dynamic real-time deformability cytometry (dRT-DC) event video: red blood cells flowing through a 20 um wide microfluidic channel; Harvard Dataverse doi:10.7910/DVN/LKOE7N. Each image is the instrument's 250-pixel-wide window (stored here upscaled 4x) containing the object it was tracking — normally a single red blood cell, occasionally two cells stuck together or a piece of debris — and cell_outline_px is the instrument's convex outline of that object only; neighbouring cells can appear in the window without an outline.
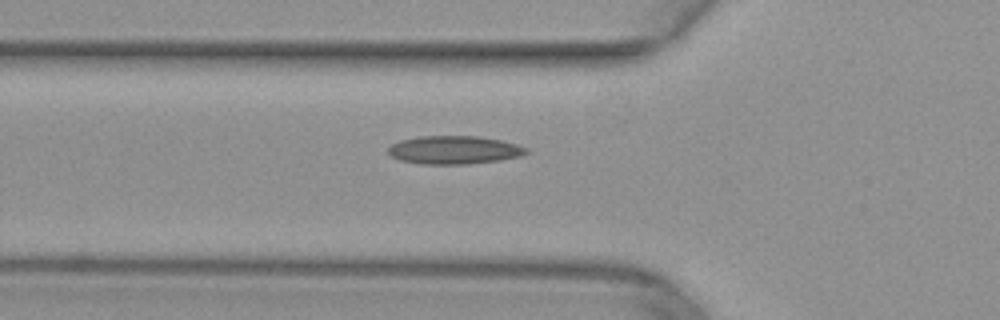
{"species": "common noctule bat (a hibernating species)", "species_latin": "Nyctalus noctula", "temperature_condition": "warm", "stored_images_in_passage": 30, "camera_frame_rate_fps": 3000, "um_per_image_px": 0.085, "animal": {"sex": "female", "body_mass_g": 29.2, "forearm_length_mm": 56.3}, "frame": {"image": 1, "passage_image": 3, "time_ms": 0.667, "image_size_px": [1000, 320], "cell_outline_px": [[532, 152], [520, 156], [500, 160], [468, 164], [424, 164], [400, 160], [392, 156], [388, 152], [388, 148], [392, 144], [400, 140], [420, 136], [476, 136], [500, 140], [516, 144], [528, 148]], "centroid_in_image_um": [38.64, 12.75], "position_along_channel_um": 87.2, "area_um2": 22.72}}
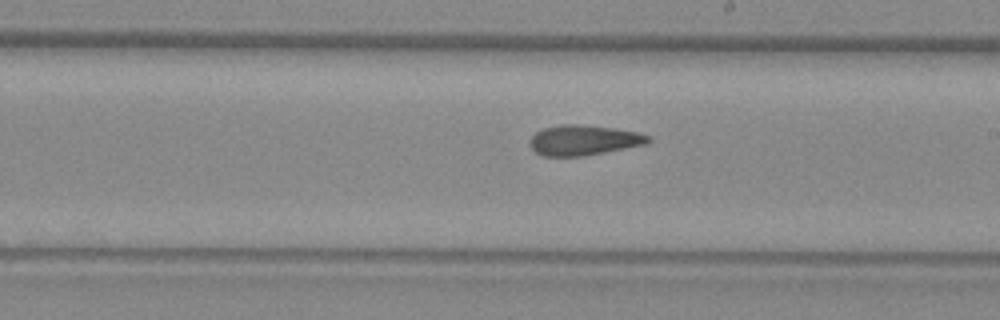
{"frame": {"image": 2, "passage_image": 14, "time_ms": 4.333, "image_size_px": [1000, 320], "cell_outline_px": [[652, 140], [648, 144], [584, 156], [544, 156], [536, 152], [528, 144], [532, 136], [536, 132], [544, 128], [560, 124], [576, 124], [612, 128], [636, 132], [652, 136]], "centroid_in_image_um": [49.63, 11.92], "position_along_channel_um": 239.4, "area_um2": 20.87}}
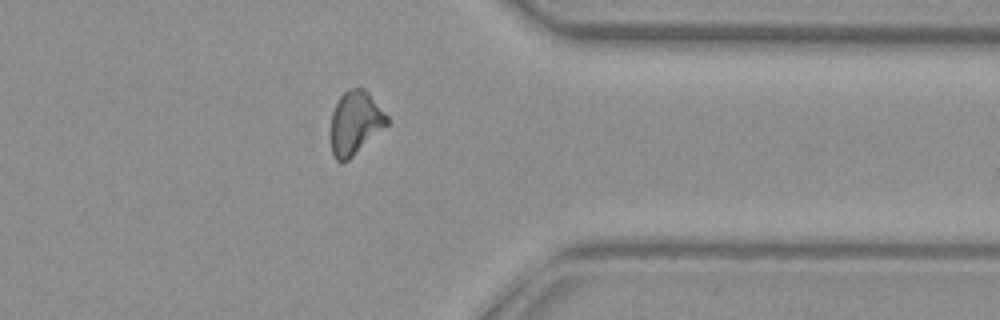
{"frame": {"image": 3, "passage_image": 25, "time_ms": 8.0, "image_size_px": [1000, 320], "cell_outline_px": [[388, 124], [348, 160], [340, 164], [336, 160], [332, 152], [328, 136], [332, 112], [340, 96], [348, 88], [364, 88], [368, 92], [388, 116]], "centroid_in_image_um": [30.14, 10.46], "position_along_channel_um": 381.3, "area_um2": 21.04}}